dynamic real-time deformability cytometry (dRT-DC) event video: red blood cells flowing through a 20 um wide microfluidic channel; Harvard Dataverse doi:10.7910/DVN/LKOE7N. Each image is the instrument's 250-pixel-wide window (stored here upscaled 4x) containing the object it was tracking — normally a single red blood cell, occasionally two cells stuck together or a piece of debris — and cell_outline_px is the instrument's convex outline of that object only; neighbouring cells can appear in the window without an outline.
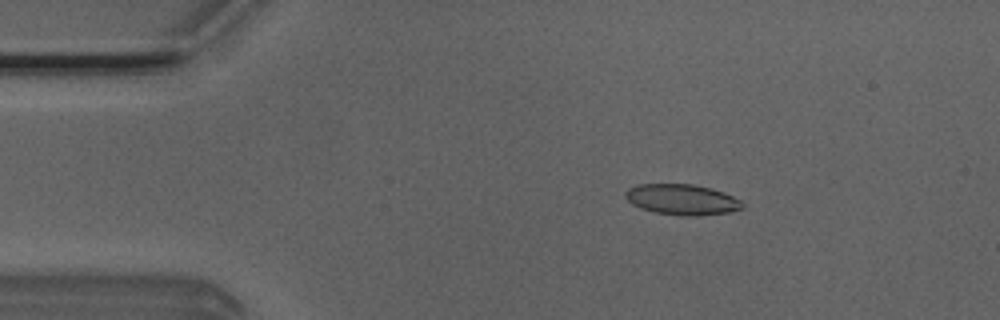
{"species": "Egyptian fruit bat (a non-hibernating species)", "species_latin": "Rousettus aegyptiacus", "temperature_condition": "room temperature", "stored_images_in_passage": 53, "camera_frame_rate_fps": 3000, "um_per_image_px": 0.085, "animal": {"sex": "male"}, "frame": {"image": 1, "passage_image": 9, "time_ms": 2.667, "image_size_px": [1000, 320], "cell_outline_px": [[744, 208], [728, 212], [696, 216], [684, 216], [656, 212], [640, 208], [632, 204], [624, 196], [624, 192], [628, 188], [636, 184], [692, 184], [712, 188], [724, 192], [740, 200], [744, 204]], "centroid_in_image_um": [57.96, 16.95], "position_along_channel_um": 27.0, "area_um2": 20.98}}
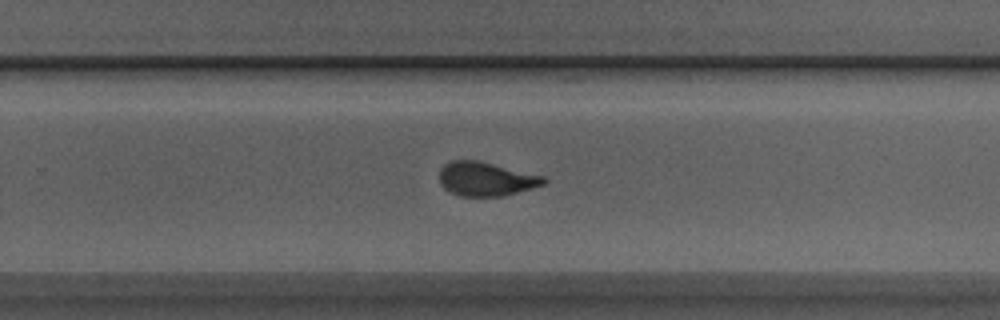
{"frame": {"image": 2, "passage_image": 33, "time_ms": 10.667, "image_size_px": [1000, 320], "cell_outline_px": [[548, 180], [544, 184], [532, 188], [504, 196], [460, 196], [448, 192], [440, 184], [440, 168], [444, 164], [452, 160], [480, 160], [544, 176]], "centroid_in_image_um": [41.29, 15.21], "position_along_channel_um": 288.5, "area_um2": 20.87}}
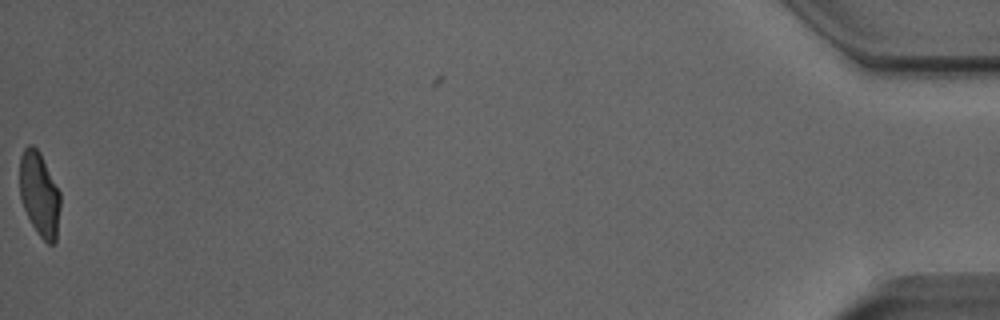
{"frame": {"image": 3, "passage_image": 52, "time_ms": 17.0, "image_size_px": [1000, 320], "cell_outline_px": [[60, 208], [56, 240], [52, 244], [48, 244], [40, 236], [32, 224], [24, 208], [20, 196], [20, 156], [24, 148], [28, 144], [32, 144], [40, 152], [60, 192]], "centroid_in_image_um": [3.35, 16.48], "position_along_channel_um": 431.8, "area_um2": 19.83}, "authors_computed_cell_mechanics": {"area_um2": 20.808, "velocity_mm_per_s": 3.9698, "shape_relaxation_time_tau1_ms": 4.7618, "shape_relaxation_time_tau2_ms": 1.1616, "deformation_change_tau1": 0.1686, "deformation_change_tau2": 0.0715}}